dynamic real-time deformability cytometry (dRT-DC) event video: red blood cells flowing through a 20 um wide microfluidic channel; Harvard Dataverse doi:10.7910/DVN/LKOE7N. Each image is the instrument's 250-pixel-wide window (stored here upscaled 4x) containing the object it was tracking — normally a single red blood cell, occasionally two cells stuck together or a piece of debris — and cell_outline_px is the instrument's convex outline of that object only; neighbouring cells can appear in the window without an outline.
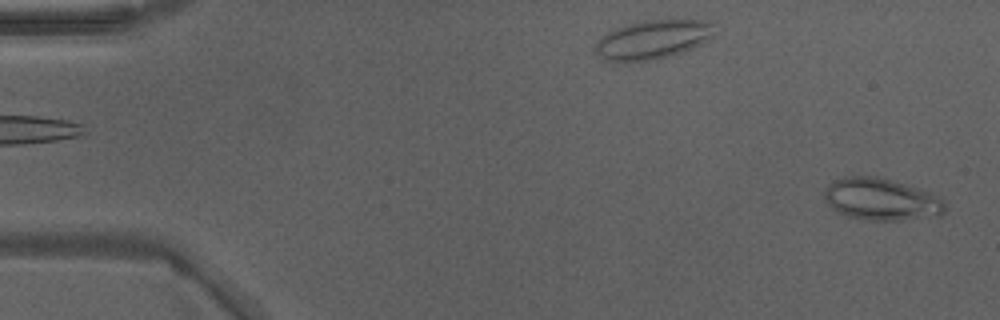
{"species": "Egyptian fruit bat (a non-hibernating species)", "species_latin": "Rousettus aegyptiacus", "temperature_condition": "warm", "stored_images_in_passage": 48, "camera_frame_rate_fps": 3000, "um_per_image_px": 0.085, "animal": {"sex": "male"}, "frame": {"image": 1, "passage_image": 2, "time_ms": 0.333, "image_size_px": [1000, 320], "cell_outline_px": [[944, 212], [940, 216], [900, 220], [868, 220], [844, 216], [836, 212], [824, 200], [824, 188], [828, 184], [844, 176], [880, 176], [928, 192], [936, 196], [944, 204]], "centroid_in_image_um": [74.83, 16.95], "position_along_channel_um": 10.2, "area_um2": 29.54}}
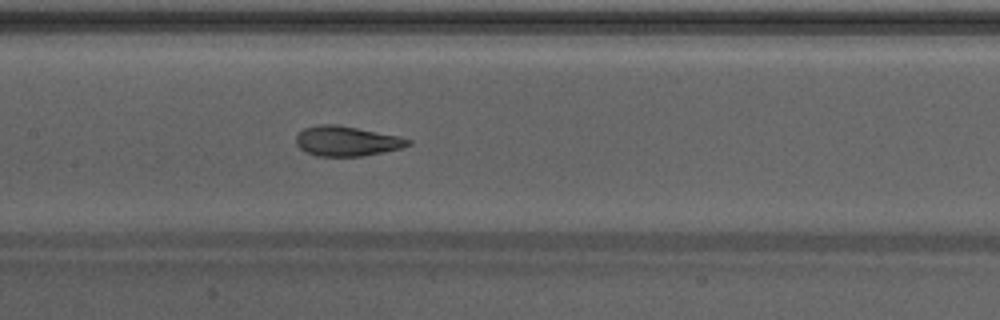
{"frame": {"image": 2, "passage_image": 24, "time_ms": 7.667, "image_size_px": [1000, 320], "cell_outline_px": [[412, 144], [400, 148], [364, 156], [316, 156], [304, 152], [296, 144], [296, 136], [304, 128], [320, 124], [336, 124], [396, 136], [412, 140]], "centroid_in_image_um": [29.43, 12.0], "position_along_channel_um": 178.0, "area_um2": 19.36}}
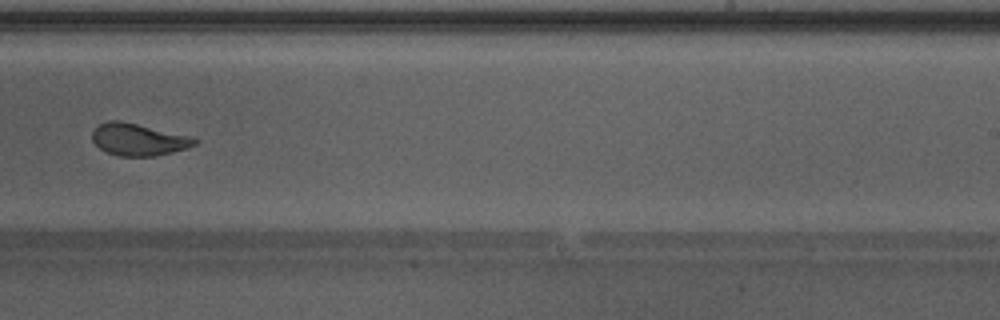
{"frame": {"image": 3, "passage_image": 31, "time_ms": 10.0, "image_size_px": [1000, 320], "cell_outline_px": [[200, 140], [196, 144], [188, 148], [156, 156], [120, 156], [108, 152], [100, 148], [92, 140], [92, 132], [100, 124], [108, 120], [120, 120], [188, 136]], "centroid_in_image_um": [11.76, 11.86], "position_along_channel_um": 277.2, "area_um2": 18.9}, "authors_computed_cell_mechanics": {"area_um2": 20.8658, "velocity_mm_per_s": 4.2788, "shape_relaxation_time_tau1_ms": 3.7145, "shape_relaxation_time_tau2_ms": 0.7242, "deformation_change_tau1": 0.1728, "deformation_change_tau2": 0.0842}}